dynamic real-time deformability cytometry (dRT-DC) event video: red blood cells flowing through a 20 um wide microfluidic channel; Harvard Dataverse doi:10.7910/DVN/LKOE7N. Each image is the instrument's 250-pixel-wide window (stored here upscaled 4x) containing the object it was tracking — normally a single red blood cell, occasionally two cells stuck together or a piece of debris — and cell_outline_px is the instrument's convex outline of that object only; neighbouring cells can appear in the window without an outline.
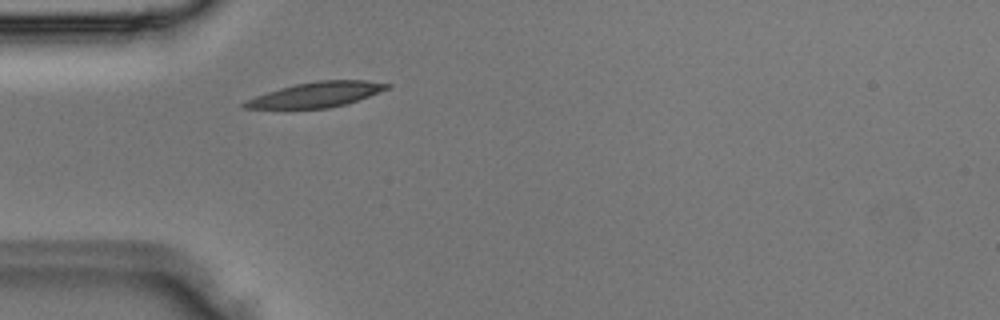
{"species": "Egyptian fruit bat (a non-hibernating species)", "species_latin": "Rousettus aegyptiacus", "temperature_condition": "room temperature", "stored_images_in_passage": 1, "camera_frame_rate_fps": 3000, "um_per_image_px": 0.085, "animal": {"sex": "male"}, "frame": {"image": 1, "passage_image": 1, "time_ms": 0.0, "image_size_px": [1000, 320], "cell_outline_px": [[392, 84], [388, 88], [368, 96], [344, 104], [328, 108], [244, 108], [240, 104], [244, 100], [280, 88], [296, 84], [316, 80], [368, 80]], "centroid_in_image_um": [26.87, 8.03], "position_along_channel_um": 58.1, "area_um2": 20.52}}